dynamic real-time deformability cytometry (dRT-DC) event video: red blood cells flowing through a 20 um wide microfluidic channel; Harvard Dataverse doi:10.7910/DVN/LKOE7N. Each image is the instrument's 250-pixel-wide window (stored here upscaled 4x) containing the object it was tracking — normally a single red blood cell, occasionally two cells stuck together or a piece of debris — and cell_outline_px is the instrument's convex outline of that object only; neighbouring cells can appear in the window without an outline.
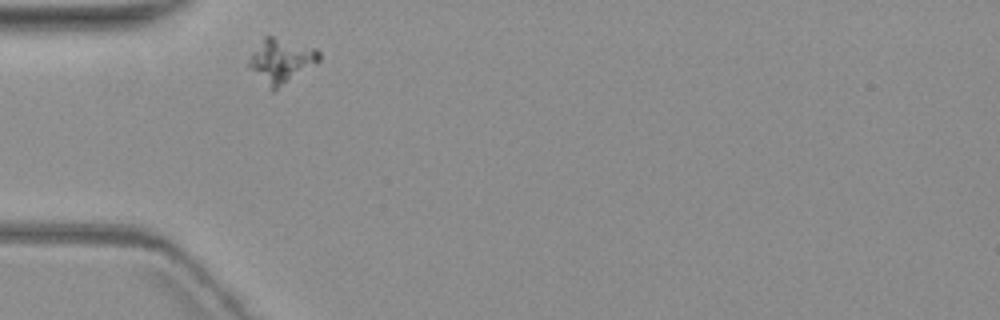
{"species": "common noctule bat (a hibernating species)", "species_latin": "Nyctalus noctula", "temperature_condition": "warm", "stored_images_in_passage": 2, "camera_frame_rate_fps": 3000, "um_per_image_px": 0.085, "animal": {"sex": "female", "body_mass_g": 19.3, "forearm_length_mm": 54.1}, "frame": {"image": 1, "passage_image": 1, "time_ms": 0.0, "image_size_px": [1000, 320], "cell_outline_px": [[320, 60], [272, 92], [248, 64], [248, 60], [252, 52], [264, 36], [272, 36], [316, 48], [320, 52]], "centroid_in_image_um": [23.89, 5.14], "position_along_channel_um": 61.1, "area_um2": 17.57}}